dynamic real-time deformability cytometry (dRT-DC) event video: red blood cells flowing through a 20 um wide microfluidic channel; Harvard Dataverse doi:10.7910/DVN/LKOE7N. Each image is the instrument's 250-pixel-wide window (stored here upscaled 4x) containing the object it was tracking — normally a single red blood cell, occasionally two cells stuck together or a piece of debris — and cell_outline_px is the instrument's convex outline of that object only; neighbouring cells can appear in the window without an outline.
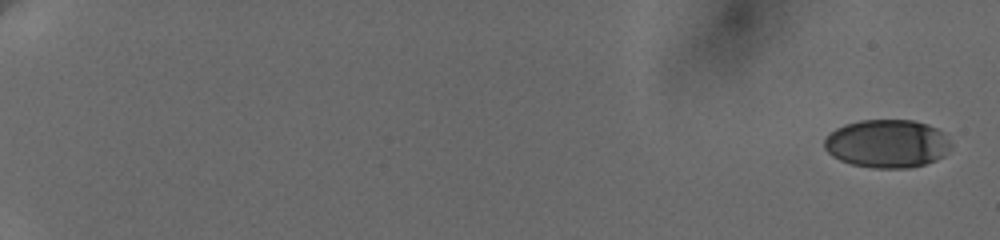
{"species": "human", "species_latin": "Homo sapiens", "temperature_condition": "cold", "stored_images_in_passage": 27, "camera_frame_rate_fps": 3000, "um_per_image_px": 0.085, "donor": {"sex": "female"}, "frame": {"image": 1, "passage_image": 1, "time_ms": 0.0, "image_size_px": [1000, 240], "cell_outline_px": [[952, 144], [944, 156], [936, 160], [924, 164], [908, 168], [872, 168], [852, 164], [840, 160], [832, 156], [824, 148], [824, 140], [836, 128], [844, 124], [860, 120], [912, 120], [928, 124], [944, 132]], "centroid_in_image_um": [75.42, 12.21], "position_along_channel_um": 9.6, "area_um2": 35.72}}
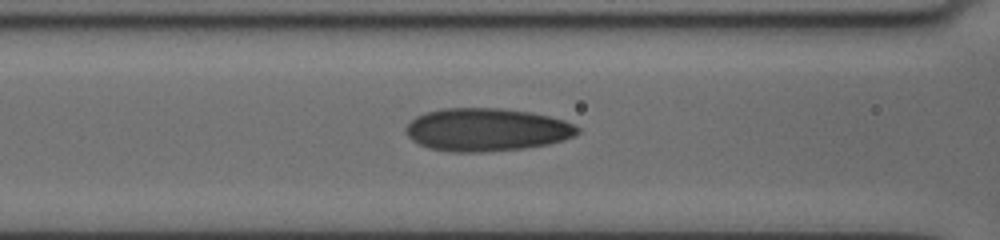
{"frame": {"image": 2, "passage_image": 20, "time_ms": 9.333, "image_size_px": [1000, 240], "cell_outline_px": [[580, 132], [564, 140], [548, 144], [524, 148], [484, 152], [452, 152], [428, 148], [412, 140], [404, 132], [404, 128], [416, 116], [424, 112], [444, 108], [500, 108], [528, 112], [548, 116], [564, 120], [580, 128]], "centroid_in_image_um": [41.33, 11.02], "position_along_channel_um": 125.3, "area_um2": 43.0}}
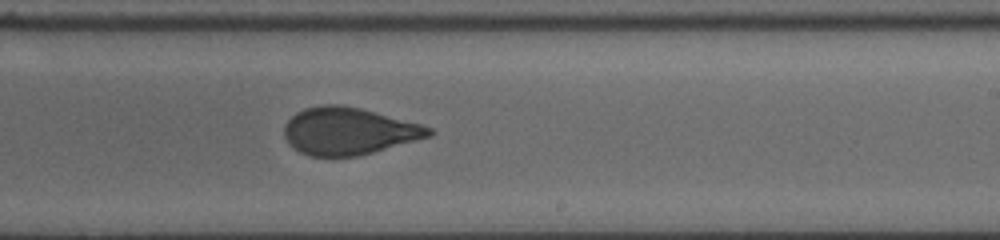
{"frame": {"image": 3, "passage_image": 27, "time_ms": 13.0, "image_size_px": [1000, 240], "cell_outline_px": [[436, 132], [432, 136], [372, 152], [356, 156], [312, 156], [300, 152], [292, 148], [288, 144], [284, 136], [284, 124], [296, 112], [304, 108], [324, 104], [340, 104], [360, 108], [420, 124], [432, 128]], "centroid_in_image_um": [29.61, 11.14], "position_along_channel_um": 259.4, "area_um2": 39.77}}